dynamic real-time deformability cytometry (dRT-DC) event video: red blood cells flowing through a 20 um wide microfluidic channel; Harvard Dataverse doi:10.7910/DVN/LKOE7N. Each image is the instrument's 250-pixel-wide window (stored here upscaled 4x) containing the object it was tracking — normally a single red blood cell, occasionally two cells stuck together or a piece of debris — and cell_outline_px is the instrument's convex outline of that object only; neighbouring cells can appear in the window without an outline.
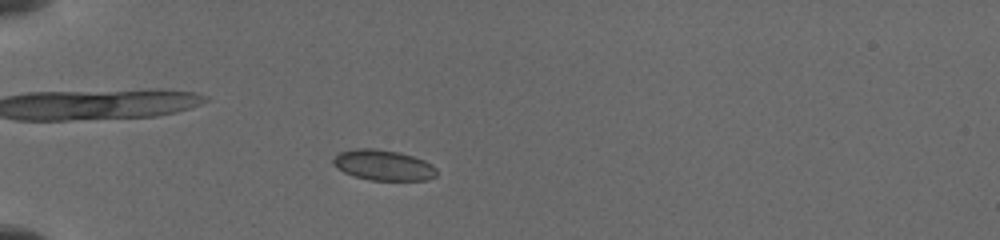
{"species": "common noctule bat (a hibernating species)", "species_latin": "Nyctalus noctula", "temperature_condition": "cold", "stored_images_in_passage": 19, "camera_frame_rate_fps": 3000, "um_per_image_px": 0.085, "animal": {"sex": "female", "body_mass_g": 19.5, "forearm_length_mm": 54.1}, "frame": {"image": 1, "passage_image": 1, "time_ms": 0.0, "image_size_px": [1000, 240], "cell_outline_px": [[436, 176], [428, 180], [368, 180], [344, 172], [336, 168], [332, 164], [332, 160], [340, 152], [356, 148], [372, 148], [400, 152], [424, 160], [432, 164], [436, 168]], "centroid_in_image_um": [32.58, 14.04], "position_along_channel_um": 52.4, "area_um2": 18.44}}
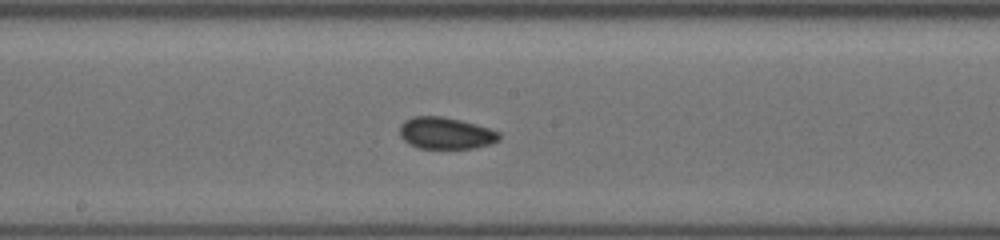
{"frame": {"image": 2, "passage_image": 12, "time_ms": 4.667, "image_size_px": [1000, 240], "cell_outline_px": [[500, 140], [492, 144], [476, 148], [416, 148], [408, 144], [400, 136], [400, 124], [404, 120], [412, 116], [440, 116], [460, 120], [476, 124], [500, 132]], "centroid_in_image_um": [37.88, 11.32], "position_along_channel_um": 210.3, "area_um2": 18.61}}
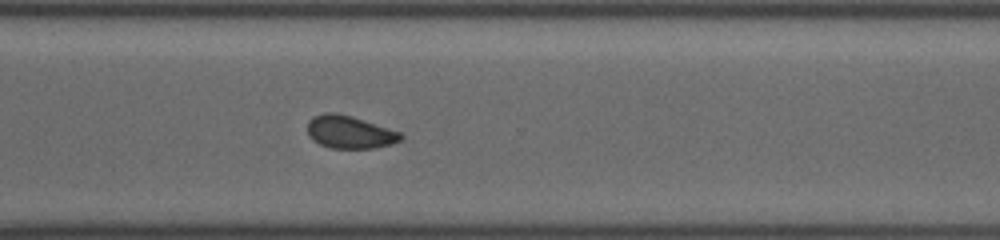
{"frame": {"image": 3, "passage_image": 19, "time_ms": 8.0, "image_size_px": [1000, 240], "cell_outline_px": [[404, 136], [400, 140], [392, 144], [372, 148], [332, 148], [320, 144], [312, 140], [308, 136], [308, 120], [312, 116], [324, 112], [336, 112], [352, 116], [400, 132]], "centroid_in_image_um": [29.69, 11.21], "position_along_channel_um": 340.9, "area_um2": 17.86}}